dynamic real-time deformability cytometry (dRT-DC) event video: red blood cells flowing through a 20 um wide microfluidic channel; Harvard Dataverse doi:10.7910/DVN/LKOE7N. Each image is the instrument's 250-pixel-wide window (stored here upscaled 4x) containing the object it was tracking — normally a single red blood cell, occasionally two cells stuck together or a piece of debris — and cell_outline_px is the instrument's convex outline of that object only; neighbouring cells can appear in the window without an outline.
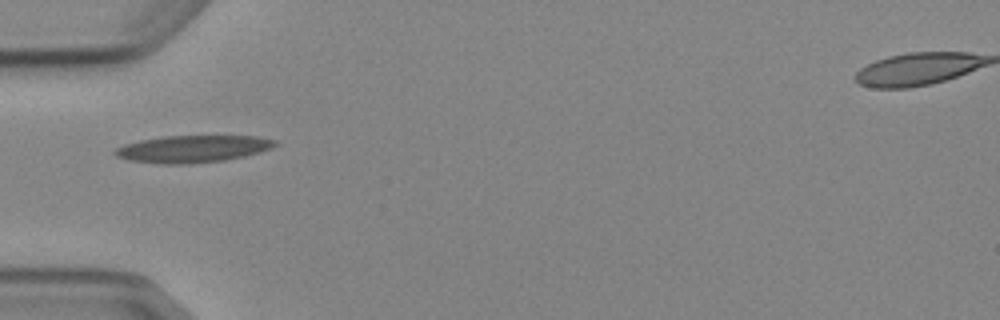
{"species": "Egyptian fruit bat (a non-hibernating species)", "species_latin": "Rousettus aegyptiacus", "temperature_condition": "cold", "stored_images_in_passage": 6, "camera_frame_rate_fps": 3000, "um_per_image_px": 0.085, "animal": {"sex": "female"}, "frame": {"image": 1, "passage_image": 6, "time_ms": 6.667, "image_size_px": [1000, 320], "cell_outline_px": [[276, 144], [272, 148], [260, 152], [244, 156], [224, 160], [188, 164], [160, 164], [128, 160], [116, 156], [112, 152], [116, 148], [124, 144], [140, 140], [164, 136], [256, 136], [276, 140]], "centroid_in_image_um": [16.35, 12.66], "position_along_channel_um": 68.7, "area_um2": 25.32}}